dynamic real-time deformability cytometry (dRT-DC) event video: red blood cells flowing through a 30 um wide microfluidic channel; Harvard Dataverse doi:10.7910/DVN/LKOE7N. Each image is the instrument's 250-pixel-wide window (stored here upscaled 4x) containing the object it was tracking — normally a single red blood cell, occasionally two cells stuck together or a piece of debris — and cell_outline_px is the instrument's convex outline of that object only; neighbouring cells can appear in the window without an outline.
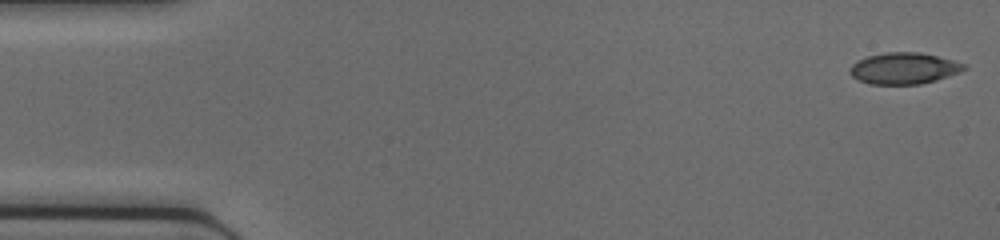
{"species": "common noctule bat (a hibernating species)", "species_latin": "Nyctalus noctula", "temperature_condition": "cold", "stored_images_in_passage": 46, "camera_frame_rate_fps": 3000, "um_per_image_px": 0.085, "animal": {"sex": "female", "body_mass_g": 17.0, "forearm_length_mm": 48.0}, "frame": {"image": 1, "passage_image": 1, "time_ms": 0.0, "image_size_px": [1000, 240], "cell_outline_px": [[968, 68], [960, 72], [936, 80], [920, 84], [868, 84], [852, 76], [848, 72], [852, 64], [856, 60], [868, 56], [888, 52], [920, 52], [968, 64]], "centroid_in_image_um": [76.84, 5.81], "position_along_channel_um": 8.2, "area_um2": 20.92}}
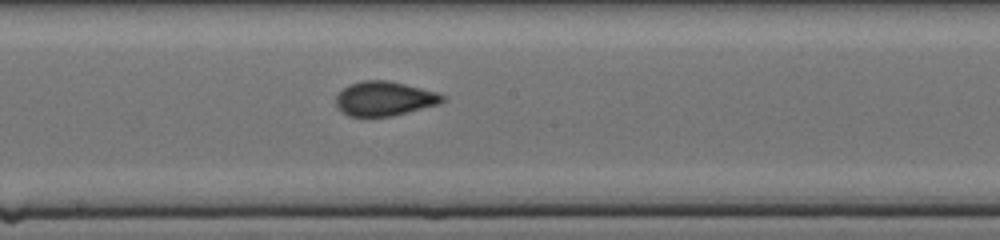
{"frame": {"image": 2, "passage_image": 24, "time_ms": 7.667, "image_size_px": [1000, 240], "cell_outline_px": [[444, 100], [440, 104], [392, 116], [348, 116], [336, 104], [336, 96], [348, 84], [364, 80], [388, 80], [436, 92], [444, 96]], "centroid_in_image_um": [32.68, 8.38], "position_along_channel_um": 215.5, "area_um2": 21.1}}
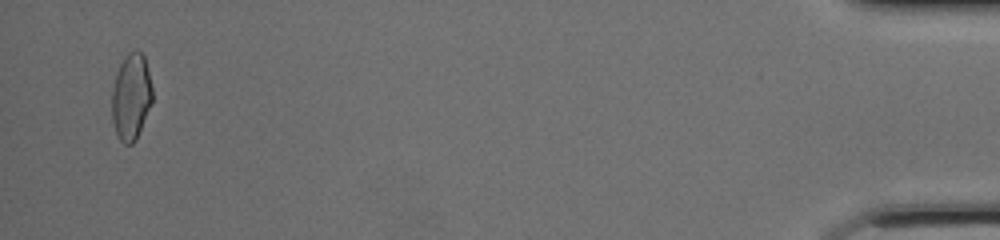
{"frame": {"image": 3, "passage_image": 44, "time_ms": 14.333, "image_size_px": [1000, 240], "cell_outline_px": [[152, 104], [136, 140], [132, 144], [124, 144], [120, 140], [116, 132], [112, 120], [112, 88], [120, 64], [128, 52], [136, 48], [144, 56], [152, 88]], "centroid_in_image_um": [11.15, 8.24], "position_along_channel_um": 424.0, "area_um2": 20.4}}